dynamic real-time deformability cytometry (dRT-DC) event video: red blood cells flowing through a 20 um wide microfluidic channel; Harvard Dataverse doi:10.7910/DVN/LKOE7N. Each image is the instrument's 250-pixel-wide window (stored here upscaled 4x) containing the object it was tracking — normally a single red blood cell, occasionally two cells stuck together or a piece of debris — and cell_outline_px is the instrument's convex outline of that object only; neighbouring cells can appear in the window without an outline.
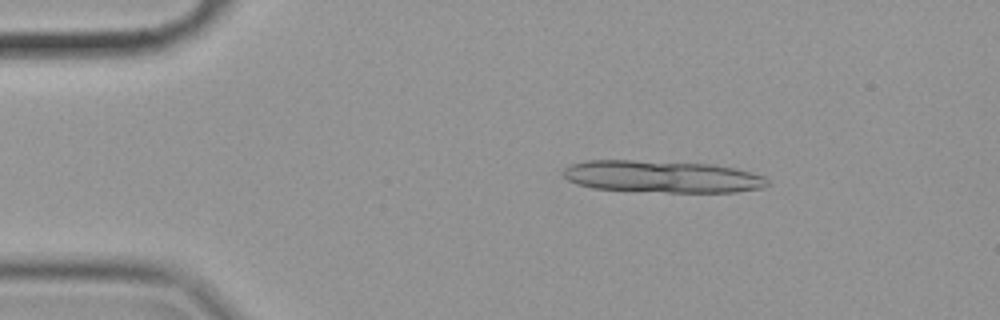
{"species": "common noctule bat (a hibernating species)", "species_latin": "Nyctalus noctula", "temperature_condition": "cold", "stored_images_in_passage": 15, "camera_frame_rate_fps": 3000, "um_per_image_px": 0.085, "animal": {"sex": "female", "body_mass_g": 19.9}, "frame": {"image": 1, "passage_image": 9, "time_ms": 2.667, "image_size_px": [1000, 320], "cell_outline_px": [[768, 184], [756, 188], [732, 192], [672, 192], [596, 188], [580, 184], [568, 180], [564, 176], [564, 172], [568, 168], [576, 164], [592, 160], [624, 160], [700, 164], [728, 168], [748, 172], [760, 176]], "centroid_in_image_um": [56.21, 15.02], "position_along_channel_um": 28.8, "area_um2": 36.24}}